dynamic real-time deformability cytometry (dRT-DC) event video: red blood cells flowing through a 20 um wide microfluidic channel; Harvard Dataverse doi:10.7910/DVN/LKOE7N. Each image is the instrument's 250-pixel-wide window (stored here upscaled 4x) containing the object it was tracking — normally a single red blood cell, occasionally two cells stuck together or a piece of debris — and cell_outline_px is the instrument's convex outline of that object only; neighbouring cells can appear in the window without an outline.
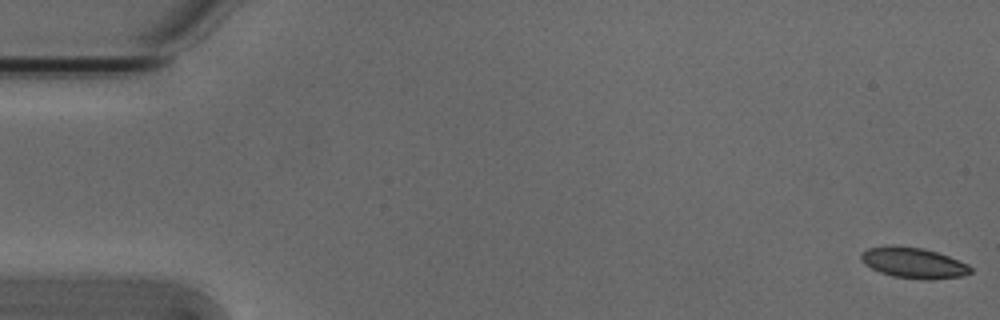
{"species": "Egyptian fruit bat (a non-hibernating species)", "species_latin": "Rousettus aegyptiacus", "temperature_condition": "cold", "stored_images_in_passage": 5, "camera_frame_rate_fps": 3000, "um_per_image_px": 0.085, "animal": {"sex": "male"}, "frame": {"image": 1, "passage_image": 1, "time_ms": 0.0, "image_size_px": [1000, 320], "cell_outline_px": [[972, 272], [964, 276], [928, 280], [892, 276], [880, 272], [864, 264], [860, 260], [860, 252], [868, 248], [888, 244], [892, 244], [924, 248], [948, 256], [968, 264], [972, 268]], "centroid_in_image_um": [77.62, 22.32], "position_along_channel_um": 7.4, "area_um2": 19.88}}
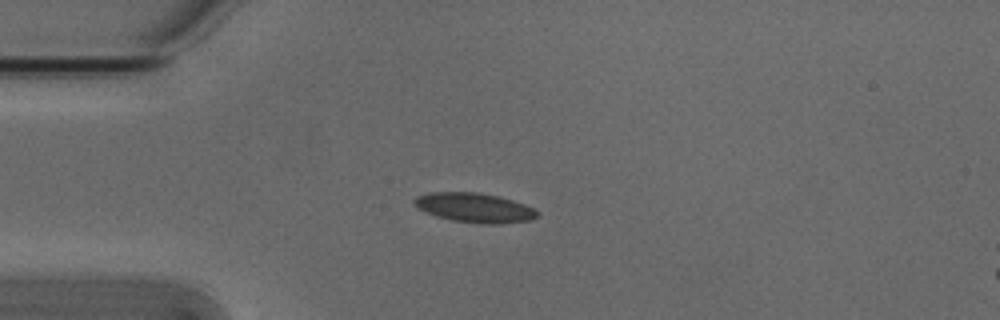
{"frame": {"image": 2, "passage_image": 4, "time_ms": 1.0, "image_size_px": [1000, 320], "cell_outline_px": [[540, 216], [532, 220], [500, 224], [480, 224], [452, 220], [436, 216], [412, 204], [412, 200], [416, 196], [432, 192], [480, 192], [512, 200], [524, 204], [540, 212]], "centroid_in_image_um": [40.36, 17.66], "position_along_channel_um": 44.6, "area_um2": 21.21}}
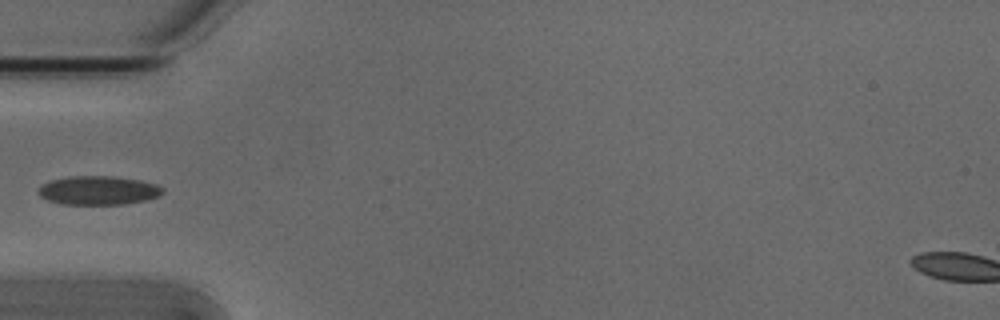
{"frame": {"image": 3, "passage_image": 5, "time_ms": 1.333, "image_size_px": [1000, 320], "cell_outline_px": [[164, 192], [160, 196], [148, 200], [124, 204], [60, 204], [48, 200], [40, 196], [36, 192], [48, 180], [68, 176], [112, 176], [140, 180], [156, 184], [164, 188]], "centroid_in_image_um": [8.37, 16.18], "position_along_channel_um": 76.6, "area_um2": 21.1}}